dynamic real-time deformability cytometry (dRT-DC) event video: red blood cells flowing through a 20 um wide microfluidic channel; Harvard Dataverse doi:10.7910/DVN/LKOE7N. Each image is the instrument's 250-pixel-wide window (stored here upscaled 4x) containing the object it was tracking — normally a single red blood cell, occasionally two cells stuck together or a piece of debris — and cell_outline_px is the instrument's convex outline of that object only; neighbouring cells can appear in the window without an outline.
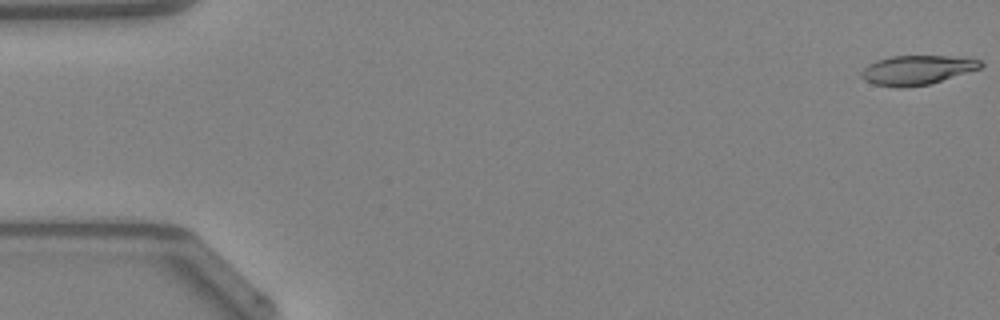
{"species": "Egyptian fruit bat (a non-hibernating species)", "species_latin": "Rousettus aegyptiacus", "temperature_condition": "warm", "stored_images_in_passage": 12, "camera_frame_rate_fps": 3000, "um_per_image_px": 0.085, "animal": {"sex": "female"}, "frame": {"image": 1, "passage_image": 1, "time_ms": 0.0, "image_size_px": [1000, 320], "cell_outline_px": [[984, 64], [980, 68], [928, 84], [900, 88], [896, 88], [876, 84], [864, 80], [860, 76], [860, 72], [868, 64], [876, 60], [892, 56], [948, 56], [980, 60]], "centroid_in_image_um": [77.88, 5.95], "position_along_channel_um": 7.1, "area_um2": 20.11}}